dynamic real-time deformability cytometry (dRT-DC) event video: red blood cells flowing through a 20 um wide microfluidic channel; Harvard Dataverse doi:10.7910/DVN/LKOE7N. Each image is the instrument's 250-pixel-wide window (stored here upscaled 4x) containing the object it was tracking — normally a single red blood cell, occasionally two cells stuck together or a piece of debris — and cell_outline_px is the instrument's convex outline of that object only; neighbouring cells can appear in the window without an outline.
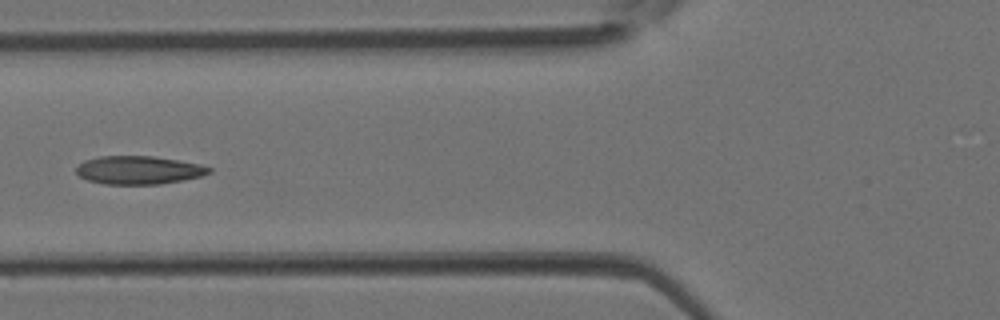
{"species": "Egyptian fruit bat (a non-hibernating species)", "species_latin": "Rousettus aegyptiacus", "temperature_condition": "room temperature", "stored_images_in_passage": 4, "camera_frame_rate_fps": 3000, "um_per_image_px": 0.085, "animal": {"sex": "female"}, "frame": {"image": 1, "passage_image": 4, "time_ms": 1.0, "image_size_px": [1000, 320], "cell_outline_px": [[212, 172], [200, 176], [184, 180], [160, 184], [104, 184], [88, 180], [80, 176], [76, 172], [76, 168], [84, 160], [100, 156], [152, 156], [200, 164], [212, 168]], "centroid_in_image_um": [11.79, 14.46], "position_along_channel_um": 114.0, "area_um2": 21.79}}